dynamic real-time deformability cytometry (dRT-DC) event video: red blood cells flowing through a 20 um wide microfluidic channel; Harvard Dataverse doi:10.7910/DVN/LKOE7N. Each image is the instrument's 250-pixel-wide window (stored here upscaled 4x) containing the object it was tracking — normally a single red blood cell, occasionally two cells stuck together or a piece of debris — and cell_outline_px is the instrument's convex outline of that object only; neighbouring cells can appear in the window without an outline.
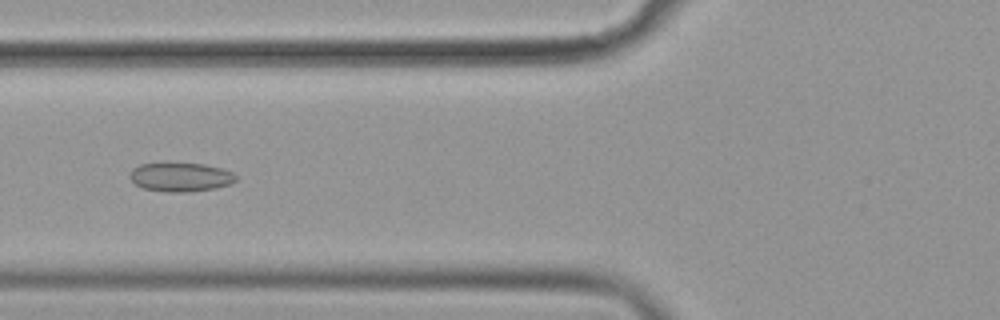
{"species": "common noctule bat (a hibernating species)", "species_latin": "Nyctalus noctula", "temperature_condition": "cold", "stored_images_in_passage": 57, "camera_frame_rate_fps": 3000, "um_per_image_px": 0.085, "animal": {"sex": "female", "body_mass_g": 19.9}, "frame": {"image": 1, "passage_image": 23, "time_ms": 7.333, "image_size_px": [1000, 320], "cell_outline_px": [[236, 180], [232, 184], [192, 192], [164, 192], [144, 188], [136, 184], [132, 180], [132, 168], [140, 164], [168, 160], [204, 164], [220, 168], [232, 172], [236, 176]], "centroid_in_image_um": [15.34, 15.0], "position_along_channel_um": 110.5, "area_um2": 18.44}}
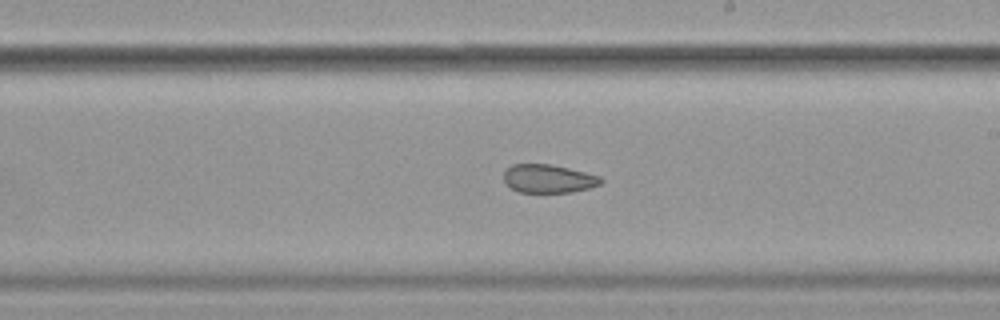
{"frame": {"image": 2, "passage_image": 34, "time_ms": 11.0, "image_size_px": [1000, 320], "cell_outline_px": [[604, 180], [600, 184], [588, 188], [568, 192], [516, 192], [504, 180], [504, 172], [512, 164], [552, 164], [600, 176]], "centroid_in_image_um": [46.61, 15.18], "position_along_channel_um": 242.4, "area_um2": 15.9}}
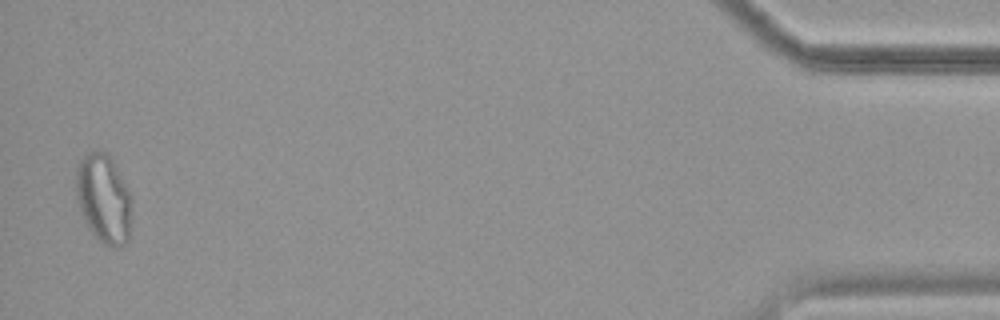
{"frame": {"image": 3, "passage_image": 56, "time_ms": 18.333, "image_size_px": [1000, 320], "cell_outline_px": [[132, 212], [128, 240], [120, 248], [116, 248], [100, 244], [88, 228], [84, 220], [76, 196], [76, 172], [80, 160], [88, 152], [96, 148], [108, 152], [128, 188], [132, 196]], "centroid_in_image_um": [8.83, 16.9], "position_along_channel_um": 426.4, "area_um2": 29.59}, "authors_computed_cell_mechanics": {"area_um2": 20.6924, "velocity_mm_per_s": 3.6024, "shape_relaxation_time_tau1_ms": null, "shape_relaxation_time_tau2_ms": 2.4718, "deformation_change_tau1": null, "deformation_change_tau2": 0.0808}}